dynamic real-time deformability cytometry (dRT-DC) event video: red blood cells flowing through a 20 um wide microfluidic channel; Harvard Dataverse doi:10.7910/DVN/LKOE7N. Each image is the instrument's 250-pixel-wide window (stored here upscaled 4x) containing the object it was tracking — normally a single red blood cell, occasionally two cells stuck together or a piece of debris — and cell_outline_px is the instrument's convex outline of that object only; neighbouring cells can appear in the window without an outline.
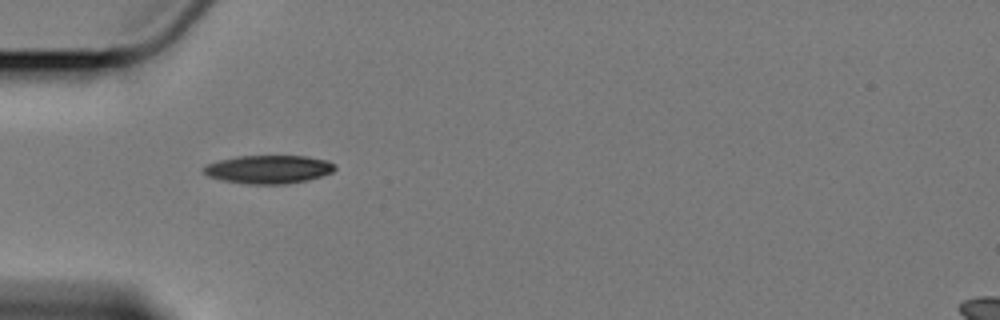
{"species": "Egyptian fruit bat (a non-hibernating species)", "species_latin": "Rousettus aegyptiacus", "temperature_condition": "cold", "stored_images_in_passage": 37, "camera_frame_rate_fps": 3000, "um_per_image_px": 0.085, "animal": {"sex": "female"}, "frame": {"image": 1, "passage_image": 1, "time_ms": 0.0, "image_size_px": [1000, 320], "cell_outline_px": [[336, 168], [332, 172], [308, 180], [284, 184], [248, 184], [220, 180], [208, 176], [204, 172], [204, 168], [208, 164], [220, 160], [236, 156], [308, 156], [328, 160], [336, 164]], "centroid_in_image_um": [22.86, 14.39], "position_along_channel_um": 62.1, "area_um2": 21.68}}
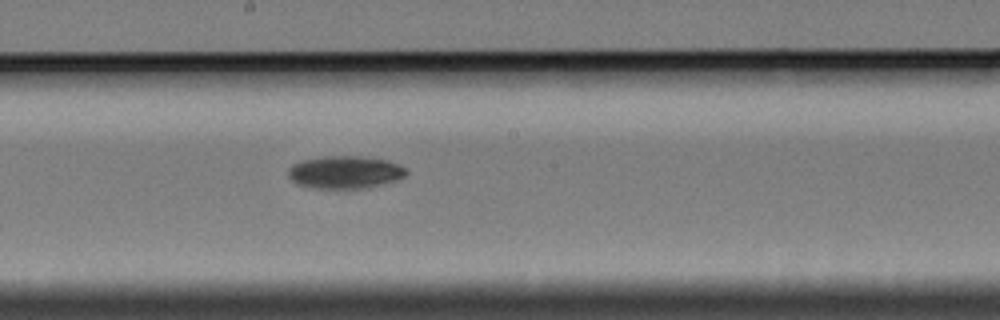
{"frame": {"image": 2, "passage_image": 15, "time_ms": 4.667, "image_size_px": [1000, 320], "cell_outline_px": [[408, 172], [404, 176], [396, 180], [368, 188], [312, 188], [296, 184], [288, 176], [288, 168], [292, 164], [304, 160], [320, 156], [360, 156], [388, 160], [400, 164], [408, 168]], "centroid_in_image_um": [29.34, 14.63], "position_along_channel_um": 218.9, "area_um2": 22.72}}
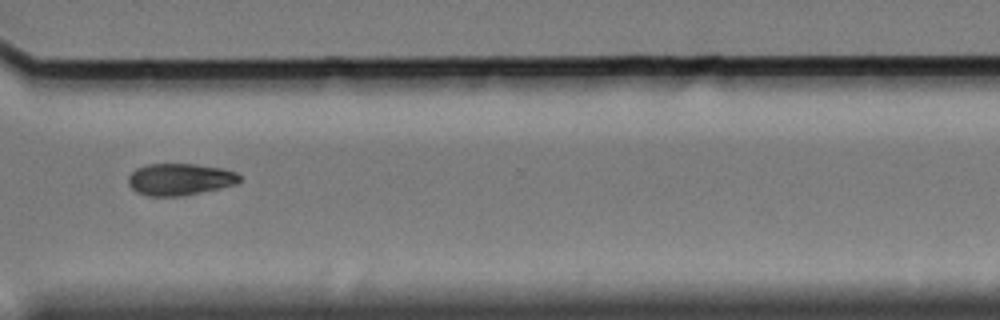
{"frame": {"image": 3, "passage_image": 27, "time_ms": 8.667, "image_size_px": [1000, 320], "cell_outline_px": [[240, 180], [236, 184], [220, 188], [184, 196], [148, 196], [136, 192], [128, 184], [128, 176], [136, 168], [148, 164], [196, 164], [224, 168], [236, 172], [240, 176]], "centroid_in_image_um": [15.29, 15.24], "position_along_channel_um": 355.3, "area_um2": 20.81}, "authors_computed_cell_mechanics": {"area_um2": 21.386, "velocity_mm_per_s": 3.4107, "shape_relaxation_time_tau1_ms": 3.3238, "shape_relaxation_time_tau2_ms": null, "deformation_change_tau1": 0.0876, "deformation_change_tau2": null}}